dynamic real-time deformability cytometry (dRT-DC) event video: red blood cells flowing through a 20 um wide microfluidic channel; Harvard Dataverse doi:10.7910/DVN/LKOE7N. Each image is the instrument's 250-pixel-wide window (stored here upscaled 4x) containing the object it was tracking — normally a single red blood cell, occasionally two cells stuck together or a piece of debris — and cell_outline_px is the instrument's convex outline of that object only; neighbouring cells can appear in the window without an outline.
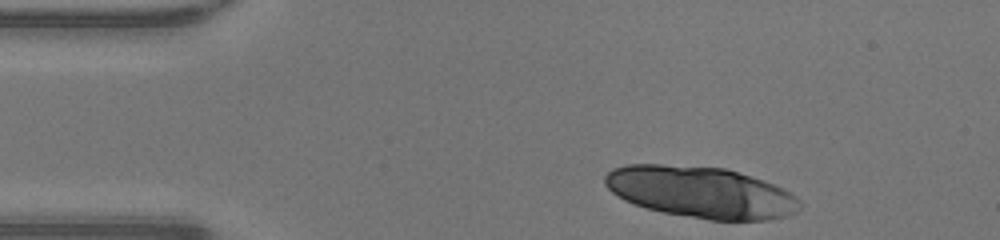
{"species": "human", "species_latin": "Homo sapiens", "temperature_condition": "warm", "stored_images_in_passage": 34, "camera_frame_rate_fps": 3000, "um_per_image_px": 0.085, "donor": {"sex": "male"}, "frame": {"image": 1, "passage_image": 1, "time_ms": 0.0, "image_size_px": [1000, 240], "cell_outline_px": [[800, 208], [796, 212], [788, 216], [768, 220], [708, 220], [664, 212], [644, 208], [624, 200], [612, 192], [604, 184], [604, 176], [612, 168], [628, 164], [660, 164], [724, 168], [740, 172], [776, 184], [784, 188], [796, 196], [800, 200]], "centroid_in_image_um": [59.59, 16.34], "position_along_channel_um": 25.4, "area_um2": 58.78}, "authors_computed_cell_mechanics": {"area_um2": 38.6971, "velocity_mm_per_s": 4.2871, "shape_relaxation_time_tau1_ms": 1.4294, "shape_relaxation_time_tau2_ms": 0.9963, "deformation_change_tau1": 0.2915, "deformation_change_tau2": 0.0585}}